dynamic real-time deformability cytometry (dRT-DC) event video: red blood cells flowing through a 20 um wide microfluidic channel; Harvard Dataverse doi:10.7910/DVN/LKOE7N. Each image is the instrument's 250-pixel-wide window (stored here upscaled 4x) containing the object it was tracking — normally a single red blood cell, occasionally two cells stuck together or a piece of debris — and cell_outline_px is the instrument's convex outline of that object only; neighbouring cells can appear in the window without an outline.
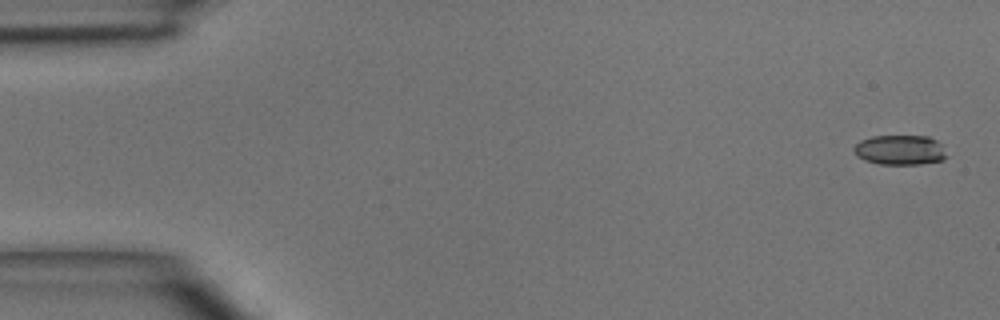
{"species": "common noctule bat (a hibernating species)", "species_latin": "Nyctalus noctula", "temperature_condition": "room temperature", "stored_images_in_passage": 5, "segment_of_instrument_passage": [1, 2], "camera_frame_rate_fps": 3000, "um_per_image_px": 0.085, "animal": {"sex": "male", "body_mass_g": 15.6}, "frame": {"image": 1, "passage_image": 1, "time_ms": 0.0, "image_size_px": [1000, 320], "cell_outline_px": [[948, 156], [944, 160], [920, 164], [880, 164], [864, 160], [856, 156], [852, 148], [860, 140], [872, 136], [928, 136], [944, 144]], "centroid_in_image_um": [76.54, 12.74], "position_along_channel_um": 8.5, "area_um2": 16.47}}
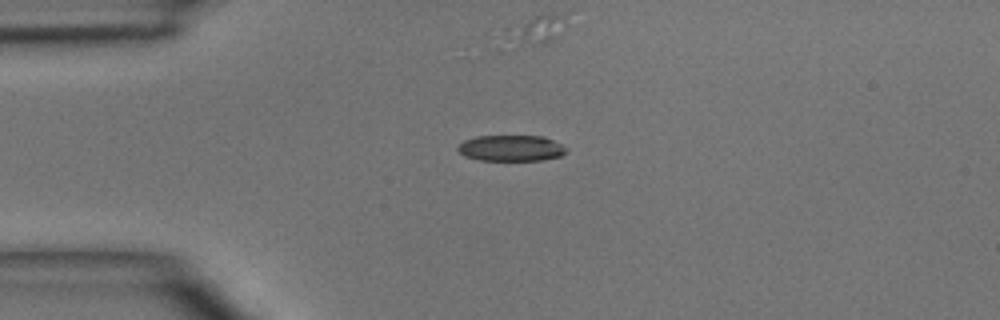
{"frame": {"image": 2, "passage_image": 4, "time_ms": 3.333, "image_size_px": [1000, 320], "cell_outline_px": [[568, 148], [560, 156], [540, 160], [480, 160], [464, 156], [456, 148], [464, 140], [476, 136], [544, 136]], "centroid_in_image_um": [43.42, 12.59], "position_along_channel_um": 41.6, "area_um2": 16.3}}